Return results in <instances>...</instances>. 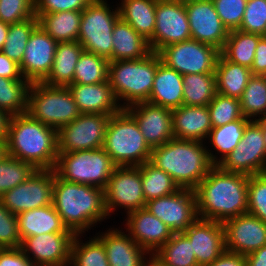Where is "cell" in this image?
Segmentation results:
<instances>
[{
	"label": "cell",
	"mask_w": 266,
	"mask_h": 266,
	"mask_svg": "<svg viewBox=\"0 0 266 266\" xmlns=\"http://www.w3.org/2000/svg\"><path fill=\"white\" fill-rule=\"evenodd\" d=\"M120 1L117 3L120 18L149 40L154 34L157 0Z\"/></svg>",
	"instance_id": "obj_33"
},
{
	"label": "cell",
	"mask_w": 266,
	"mask_h": 266,
	"mask_svg": "<svg viewBox=\"0 0 266 266\" xmlns=\"http://www.w3.org/2000/svg\"><path fill=\"white\" fill-rule=\"evenodd\" d=\"M7 154L38 169H54L58 158L57 130L33 119L28 113L10 116Z\"/></svg>",
	"instance_id": "obj_3"
},
{
	"label": "cell",
	"mask_w": 266,
	"mask_h": 266,
	"mask_svg": "<svg viewBox=\"0 0 266 266\" xmlns=\"http://www.w3.org/2000/svg\"><path fill=\"white\" fill-rule=\"evenodd\" d=\"M191 242L198 266H207L225 251L223 223L197 218L182 232Z\"/></svg>",
	"instance_id": "obj_23"
},
{
	"label": "cell",
	"mask_w": 266,
	"mask_h": 266,
	"mask_svg": "<svg viewBox=\"0 0 266 266\" xmlns=\"http://www.w3.org/2000/svg\"><path fill=\"white\" fill-rule=\"evenodd\" d=\"M249 176L214 165L195 189L198 218L223 223L247 213Z\"/></svg>",
	"instance_id": "obj_1"
},
{
	"label": "cell",
	"mask_w": 266,
	"mask_h": 266,
	"mask_svg": "<svg viewBox=\"0 0 266 266\" xmlns=\"http://www.w3.org/2000/svg\"><path fill=\"white\" fill-rule=\"evenodd\" d=\"M0 77L13 80H26L20 71V66L0 51Z\"/></svg>",
	"instance_id": "obj_53"
},
{
	"label": "cell",
	"mask_w": 266,
	"mask_h": 266,
	"mask_svg": "<svg viewBox=\"0 0 266 266\" xmlns=\"http://www.w3.org/2000/svg\"><path fill=\"white\" fill-rule=\"evenodd\" d=\"M7 155L6 140H0V160Z\"/></svg>",
	"instance_id": "obj_60"
},
{
	"label": "cell",
	"mask_w": 266,
	"mask_h": 266,
	"mask_svg": "<svg viewBox=\"0 0 266 266\" xmlns=\"http://www.w3.org/2000/svg\"><path fill=\"white\" fill-rule=\"evenodd\" d=\"M250 121L251 120L243 117L231 123L211 129L205 144L207 145L208 143V146L211 145L209 146L211 150L207 146V151L210 161L214 165L221 163L236 148L244 135L246 125Z\"/></svg>",
	"instance_id": "obj_30"
},
{
	"label": "cell",
	"mask_w": 266,
	"mask_h": 266,
	"mask_svg": "<svg viewBox=\"0 0 266 266\" xmlns=\"http://www.w3.org/2000/svg\"><path fill=\"white\" fill-rule=\"evenodd\" d=\"M35 16V0H0V21L22 22Z\"/></svg>",
	"instance_id": "obj_48"
},
{
	"label": "cell",
	"mask_w": 266,
	"mask_h": 266,
	"mask_svg": "<svg viewBox=\"0 0 266 266\" xmlns=\"http://www.w3.org/2000/svg\"><path fill=\"white\" fill-rule=\"evenodd\" d=\"M263 36L240 30L229 31L220 54L228 61L251 69L255 50Z\"/></svg>",
	"instance_id": "obj_35"
},
{
	"label": "cell",
	"mask_w": 266,
	"mask_h": 266,
	"mask_svg": "<svg viewBox=\"0 0 266 266\" xmlns=\"http://www.w3.org/2000/svg\"><path fill=\"white\" fill-rule=\"evenodd\" d=\"M242 32L263 36L266 32V0H247L242 23Z\"/></svg>",
	"instance_id": "obj_47"
},
{
	"label": "cell",
	"mask_w": 266,
	"mask_h": 266,
	"mask_svg": "<svg viewBox=\"0 0 266 266\" xmlns=\"http://www.w3.org/2000/svg\"><path fill=\"white\" fill-rule=\"evenodd\" d=\"M38 25V18L10 24L2 52L17 64H21L30 34Z\"/></svg>",
	"instance_id": "obj_43"
},
{
	"label": "cell",
	"mask_w": 266,
	"mask_h": 266,
	"mask_svg": "<svg viewBox=\"0 0 266 266\" xmlns=\"http://www.w3.org/2000/svg\"><path fill=\"white\" fill-rule=\"evenodd\" d=\"M145 266H164L160 261H158L153 255L147 260Z\"/></svg>",
	"instance_id": "obj_61"
},
{
	"label": "cell",
	"mask_w": 266,
	"mask_h": 266,
	"mask_svg": "<svg viewBox=\"0 0 266 266\" xmlns=\"http://www.w3.org/2000/svg\"><path fill=\"white\" fill-rule=\"evenodd\" d=\"M16 217L21 241L46 233H73L65 226L53 204L20 212Z\"/></svg>",
	"instance_id": "obj_28"
},
{
	"label": "cell",
	"mask_w": 266,
	"mask_h": 266,
	"mask_svg": "<svg viewBox=\"0 0 266 266\" xmlns=\"http://www.w3.org/2000/svg\"><path fill=\"white\" fill-rule=\"evenodd\" d=\"M111 115L80 114L69 124L57 130L58 152L103 148L107 125Z\"/></svg>",
	"instance_id": "obj_13"
},
{
	"label": "cell",
	"mask_w": 266,
	"mask_h": 266,
	"mask_svg": "<svg viewBox=\"0 0 266 266\" xmlns=\"http://www.w3.org/2000/svg\"><path fill=\"white\" fill-rule=\"evenodd\" d=\"M247 212L266 223V173L249 176Z\"/></svg>",
	"instance_id": "obj_46"
},
{
	"label": "cell",
	"mask_w": 266,
	"mask_h": 266,
	"mask_svg": "<svg viewBox=\"0 0 266 266\" xmlns=\"http://www.w3.org/2000/svg\"><path fill=\"white\" fill-rule=\"evenodd\" d=\"M121 228V229H120ZM103 242L109 266H145L152 256L141 248L122 227H111L104 232H95Z\"/></svg>",
	"instance_id": "obj_24"
},
{
	"label": "cell",
	"mask_w": 266,
	"mask_h": 266,
	"mask_svg": "<svg viewBox=\"0 0 266 266\" xmlns=\"http://www.w3.org/2000/svg\"><path fill=\"white\" fill-rule=\"evenodd\" d=\"M160 62L156 52L137 60L109 62L108 81L122 109L149 100Z\"/></svg>",
	"instance_id": "obj_5"
},
{
	"label": "cell",
	"mask_w": 266,
	"mask_h": 266,
	"mask_svg": "<svg viewBox=\"0 0 266 266\" xmlns=\"http://www.w3.org/2000/svg\"><path fill=\"white\" fill-rule=\"evenodd\" d=\"M10 24L0 21V51L2 50L9 32Z\"/></svg>",
	"instance_id": "obj_58"
},
{
	"label": "cell",
	"mask_w": 266,
	"mask_h": 266,
	"mask_svg": "<svg viewBox=\"0 0 266 266\" xmlns=\"http://www.w3.org/2000/svg\"><path fill=\"white\" fill-rule=\"evenodd\" d=\"M148 103L174 110L183 105V75L159 63Z\"/></svg>",
	"instance_id": "obj_27"
},
{
	"label": "cell",
	"mask_w": 266,
	"mask_h": 266,
	"mask_svg": "<svg viewBox=\"0 0 266 266\" xmlns=\"http://www.w3.org/2000/svg\"><path fill=\"white\" fill-rule=\"evenodd\" d=\"M20 245L17 217L0 200V248H18Z\"/></svg>",
	"instance_id": "obj_50"
},
{
	"label": "cell",
	"mask_w": 266,
	"mask_h": 266,
	"mask_svg": "<svg viewBox=\"0 0 266 266\" xmlns=\"http://www.w3.org/2000/svg\"><path fill=\"white\" fill-rule=\"evenodd\" d=\"M109 59L83 51L75 67L73 83L98 84L108 80Z\"/></svg>",
	"instance_id": "obj_42"
},
{
	"label": "cell",
	"mask_w": 266,
	"mask_h": 266,
	"mask_svg": "<svg viewBox=\"0 0 266 266\" xmlns=\"http://www.w3.org/2000/svg\"><path fill=\"white\" fill-rule=\"evenodd\" d=\"M173 136L176 139L206 142L212 129L208 106L182 105L172 110Z\"/></svg>",
	"instance_id": "obj_26"
},
{
	"label": "cell",
	"mask_w": 266,
	"mask_h": 266,
	"mask_svg": "<svg viewBox=\"0 0 266 266\" xmlns=\"http://www.w3.org/2000/svg\"><path fill=\"white\" fill-rule=\"evenodd\" d=\"M225 251L248 255L266 245V223L250 213L223 222Z\"/></svg>",
	"instance_id": "obj_19"
},
{
	"label": "cell",
	"mask_w": 266,
	"mask_h": 266,
	"mask_svg": "<svg viewBox=\"0 0 266 266\" xmlns=\"http://www.w3.org/2000/svg\"><path fill=\"white\" fill-rule=\"evenodd\" d=\"M191 39L221 51L229 31L223 25L212 0H184Z\"/></svg>",
	"instance_id": "obj_17"
},
{
	"label": "cell",
	"mask_w": 266,
	"mask_h": 266,
	"mask_svg": "<svg viewBox=\"0 0 266 266\" xmlns=\"http://www.w3.org/2000/svg\"><path fill=\"white\" fill-rule=\"evenodd\" d=\"M27 113L56 130L81 114L67 86H51L43 82L31 84Z\"/></svg>",
	"instance_id": "obj_7"
},
{
	"label": "cell",
	"mask_w": 266,
	"mask_h": 266,
	"mask_svg": "<svg viewBox=\"0 0 266 266\" xmlns=\"http://www.w3.org/2000/svg\"><path fill=\"white\" fill-rule=\"evenodd\" d=\"M103 149L116 166L142 165L150 160L152 152L135 118L126 109L110 116Z\"/></svg>",
	"instance_id": "obj_6"
},
{
	"label": "cell",
	"mask_w": 266,
	"mask_h": 266,
	"mask_svg": "<svg viewBox=\"0 0 266 266\" xmlns=\"http://www.w3.org/2000/svg\"><path fill=\"white\" fill-rule=\"evenodd\" d=\"M218 166L246 176L266 173V146L261 125L251 120L236 148Z\"/></svg>",
	"instance_id": "obj_12"
},
{
	"label": "cell",
	"mask_w": 266,
	"mask_h": 266,
	"mask_svg": "<svg viewBox=\"0 0 266 266\" xmlns=\"http://www.w3.org/2000/svg\"><path fill=\"white\" fill-rule=\"evenodd\" d=\"M74 233H46L24 238L20 248L35 266H69Z\"/></svg>",
	"instance_id": "obj_18"
},
{
	"label": "cell",
	"mask_w": 266,
	"mask_h": 266,
	"mask_svg": "<svg viewBox=\"0 0 266 266\" xmlns=\"http://www.w3.org/2000/svg\"><path fill=\"white\" fill-rule=\"evenodd\" d=\"M138 167L140 168L145 202L171 195L180 189L170 175L156 168L149 161Z\"/></svg>",
	"instance_id": "obj_40"
},
{
	"label": "cell",
	"mask_w": 266,
	"mask_h": 266,
	"mask_svg": "<svg viewBox=\"0 0 266 266\" xmlns=\"http://www.w3.org/2000/svg\"><path fill=\"white\" fill-rule=\"evenodd\" d=\"M215 94V73L183 75V105L208 106Z\"/></svg>",
	"instance_id": "obj_37"
},
{
	"label": "cell",
	"mask_w": 266,
	"mask_h": 266,
	"mask_svg": "<svg viewBox=\"0 0 266 266\" xmlns=\"http://www.w3.org/2000/svg\"><path fill=\"white\" fill-rule=\"evenodd\" d=\"M54 169H38L26 181L4 193L0 200L12 214L52 204Z\"/></svg>",
	"instance_id": "obj_14"
},
{
	"label": "cell",
	"mask_w": 266,
	"mask_h": 266,
	"mask_svg": "<svg viewBox=\"0 0 266 266\" xmlns=\"http://www.w3.org/2000/svg\"><path fill=\"white\" fill-rule=\"evenodd\" d=\"M115 6H110L108 0H93L82 11L77 39L84 51L105 57L110 62L113 52L112 33L120 18L118 5Z\"/></svg>",
	"instance_id": "obj_9"
},
{
	"label": "cell",
	"mask_w": 266,
	"mask_h": 266,
	"mask_svg": "<svg viewBox=\"0 0 266 266\" xmlns=\"http://www.w3.org/2000/svg\"><path fill=\"white\" fill-rule=\"evenodd\" d=\"M145 209L173 233L185 231L197 218L196 192L180 188L175 193L146 202Z\"/></svg>",
	"instance_id": "obj_16"
},
{
	"label": "cell",
	"mask_w": 266,
	"mask_h": 266,
	"mask_svg": "<svg viewBox=\"0 0 266 266\" xmlns=\"http://www.w3.org/2000/svg\"><path fill=\"white\" fill-rule=\"evenodd\" d=\"M190 39L184 0H157L154 34L148 40L152 52Z\"/></svg>",
	"instance_id": "obj_15"
},
{
	"label": "cell",
	"mask_w": 266,
	"mask_h": 266,
	"mask_svg": "<svg viewBox=\"0 0 266 266\" xmlns=\"http://www.w3.org/2000/svg\"><path fill=\"white\" fill-rule=\"evenodd\" d=\"M67 87L81 114L114 115L122 109L108 80L87 85L72 83Z\"/></svg>",
	"instance_id": "obj_25"
},
{
	"label": "cell",
	"mask_w": 266,
	"mask_h": 266,
	"mask_svg": "<svg viewBox=\"0 0 266 266\" xmlns=\"http://www.w3.org/2000/svg\"><path fill=\"white\" fill-rule=\"evenodd\" d=\"M212 128L243 118L240 99L216 93L208 104Z\"/></svg>",
	"instance_id": "obj_45"
},
{
	"label": "cell",
	"mask_w": 266,
	"mask_h": 266,
	"mask_svg": "<svg viewBox=\"0 0 266 266\" xmlns=\"http://www.w3.org/2000/svg\"><path fill=\"white\" fill-rule=\"evenodd\" d=\"M220 20L228 31L238 30L247 0H212Z\"/></svg>",
	"instance_id": "obj_49"
},
{
	"label": "cell",
	"mask_w": 266,
	"mask_h": 266,
	"mask_svg": "<svg viewBox=\"0 0 266 266\" xmlns=\"http://www.w3.org/2000/svg\"><path fill=\"white\" fill-rule=\"evenodd\" d=\"M245 118L258 120L266 117V75H252L240 98Z\"/></svg>",
	"instance_id": "obj_41"
},
{
	"label": "cell",
	"mask_w": 266,
	"mask_h": 266,
	"mask_svg": "<svg viewBox=\"0 0 266 266\" xmlns=\"http://www.w3.org/2000/svg\"><path fill=\"white\" fill-rule=\"evenodd\" d=\"M112 38V61L137 60L152 52L149 41L121 18L114 25Z\"/></svg>",
	"instance_id": "obj_29"
},
{
	"label": "cell",
	"mask_w": 266,
	"mask_h": 266,
	"mask_svg": "<svg viewBox=\"0 0 266 266\" xmlns=\"http://www.w3.org/2000/svg\"><path fill=\"white\" fill-rule=\"evenodd\" d=\"M256 121L261 125L262 134H263V138H264V142L266 146V117L260 118Z\"/></svg>",
	"instance_id": "obj_59"
},
{
	"label": "cell",
	"mask_w": 266,
	"mask_h": 266,
	"mask_svg": "<svg viewBox=\"0 0 266 266\" xmlns=\"http://www.w3.org/2000/svg\"><path fill=\"white\" fill-rule=\"evenodd\" d=\"M93 0H35V16L60 11H83Z\"/></svg>",
	"instance_id": "obj_51"
},
{
	"label": "cell",
	"mask_w": 266,
	"mask_h": 266,
	"mask_svg": "<svg viewBox=\"0 0 266 266\" xmlns=\"http://www.w3.org/2000/svg\"><path fill=\"white\" fill-rule=\"evenodd\" d=\"M85 236L87 234H75L69 266H109L103 242L94 234L87 237V241L82 239Z\"/></svg>",
	"instance_id": "obj_36"
},
{
	"label": "cell",
	"mask_w": 266,
	"mask_h": 266,
	"mask_svg": "<svg viewBox=\"0 0 266 266\" xmlns=\"http://www.w3.org/2000/svg\"><path fill=\"white\" fill-rule=\"evenodd\" d=\"M207 266H246L245 256L224 251L215 261Z\"/></svg>",
	"instance_id": "obj_55"
},
{
	"label": "cell",
	"mask_w": 266,
	"mask_h": 266,
	"mask_svg": "<svg viewBox=\"0 0 266 266\" xmlns=\"http://www.w3.org/2000/svg\"><path fill=\"white\" fill-rule=\"evenodd\" d=\"M216 93L240 99L252 76L251 69L226 60L219 54L216 67Z\"/></svg>",
	"instance_id": "obj_32"
},
{
	"label": "cell",
	"mask_w": 266,
	"mask_h": 266,
	"mask_svg": "<svg viewBox=\"0 0 266 266\" xmlns=\"http://www.w3.org/2000/svg\"><path fill=\"white\" fill-rule=\"evenodd\" d=\"M57 42L39 25L29 36L20 71L24 79L42 82L50 73Z\"/></svg>",
	"instance_id": "obj_20"
},
{
	"label": "cell",
	"mask_w": 266,
	"mask_h": 266,
	"mask_svg": "<svg viewBox=\"0 0 266 266\" xmlns=\"http://www.w3.org/2000/svg\"><path fill=\"white\" fill-rule=\"evenodd\" d=\"M9 116L0 110V140H6L7 138V125Z\"/></svg>",
	"instance_id": "obj_57"
},
{
	"label": "cell",
	"mask_w": 266,
	"mask_h": 266,
	"mask_svg": "<svg viewBox=\"0 0 266 266\" xmlns=\"http://www.w3.org/2000/svg\"><path fill=\"white\" fill-rule=\"evenodd\" d=\"M29 80L0 77V110L9 117L27 113Z\"/></svg>",
	"instance_id": "obj_38"
},
{
	"label": "cell",
	"mask_w": 266,
	"mask_h": 266,
	"mask_svg": "<svg viewBox=\"0 0 266 266\" xmlns=\"http://www.w3.org/2000/svg\"><path fill=\"white\" fill-rule=\"evenodd\" d=\"M36 170L32 164L7 154L0 160V197L26 181Z\"/></svg>",
	"instance_id": "obj_44"
},
{
	"label": "cell",
	"mask_w": 266,
	"mask_h": 266,
	"mask_svg": "<svg viewBox=\"0 0 266 266\" xmlns=\"http://www.w3.org/2000/svg\"><path fill=\"white\" fill-rule=\"evenodd\" d=\"M252 75H266V40L262 37L255 50Z\"/></svg>",
	"instance_id": "obj_54"
},
{
	"label": "cell",
	"mask_w": 266,
	"mask_h": 266,
	"mask_svg": "<svg viewBox=\"0 0 266 266\" xmlns=\"http://www.w3.org/2000/svg\"><path fill=\"white\" fill-rule=\"evenodd\" d=\"M161 62L181 75L215 73L220 51L215 47L190 39L160 49Z\"/></svg>",
	"instance_id": "obj_11"
},
{
	"label": "cell",
	"mask_w": 266,
	"mask_h": 266,
	"mask_svg": "<svg viewBox=\"0 0 266 266\" xmlns=\"http://www.w3.org/2000/svg\"><path fill=\"white\" fill-rule=\"evenodd\" d=\"M82 11H60L41 14L38 25L57 43L75 41L79 37Z\"/></svg>",
	"instance_id": "obj_34"
},
{
	"label": "cell",
	"mask_w": 266,
	"mask_h": 266,
	"mask_svg": "<svg viewBox=\"0 0 266 266\" xmlns=\"http://www.w3.org/2000/svg\"><path fill=\"white\" fill-rule=\"evenodd\" d=\"M149 162L172 177L179 188L195 190L214 166L205 142L173 138L152 148Z\"/></svg>",
	"instance_id": "obj_4"
},
{
	"label": "cell",
	"mask_w": 266,
	"mask_h": 266,
	"mask_svg": "<svg viewBox=\"0 0 266 266\" xmlns=\"http://www.w3.org/2000/svg\"><path fill=\"white\" fill-rule=\"evenodd\" d=\"M116 165L103 148L59 153L54 168L63 180L104 189Z\"/></svg>",
	"instance_id": "obj_8"
},
{
	"label": "cell",
	"mask_w": 266,
	"mask_h": 266,
	"mask_svg": "<svg viewBox=\"0 0 266 266\" xmlns=\"http://www.w3.org/2000/svg\"><path fill=\"white\" fill-rule=\"evenodd\" d=\"M83 51L78 40L58 43L50 73L42 82L51 86L72 84L75 67Z\"/></svg>",
	"instance_id": "obj_31"
},
{
	"label": "cell",
	"mask_w": 266,
	"mask_h": 266,
	"mask_svg": "<svg viewBox=\"0 0 266 266\" xmlns=\"http://www.w3.org/2000/svg\"><path fill=\"white\" fill-rule=\"evenodd\" d=\"M126 110L135 118L151 148L161 146L174 138L172 110L148 102L131 105Z\"/></svg>",
	"instance_id": "obj_21"
},
{
	"label": "cell",
	"mask_w": 266,
	"mask_h": 266,
	"mask_svg": "<svg viewBox=\"0 0 266 266\" xmlns=\"http://www.w3.org/2000/svg\"><path fill=\"white\" fill-rule=\"evenodd\" d=\"M104 203L109 219L117 210L126 215L145 208L142 179L138 166H116L104 188Z\"/></svg>",
	"instance_id": "obj_10"
},
{
	"label": "cell",
	"mask_w": 266,
	"mask_h": 266,
	"mask_svg": "<svg viewBox=\"0 0 266 266\" xmlns=\"http://www.w3.org/2000/svg\"><path fill=\"white\" fill-rule=\"evenodd\" d=\"M52 204L65 226L74 234L84 235L109 219L104 189L65 181L55 170Z\"/></svg>",
	"instance_id": "obj_2"
},
{
	"label": "cell",
	"mask_w": 266,
	"mask_h": 266,
	"mask_svg": "<svg viewBox=\"0 0 266 266\" xmlns=\"http://www.w3.org/2000/svg\"><path fill=\"white\" fill-rule=\"evenodd\" d=\"M0 266H35L18 248H0Z\"/></svg>",
	"instance_id": "obj_52"
},
{
	"label": "cell",
	"mask_w": 266,
	"mask_h": 266,
	"mask_svg": "<svg viewBox=\"0 0 266 266\" xmlns=\"http://www.w3.org/2000/svg\"><path fill=\"white\" fill-rule=\"evenodd\" d=\"M125 216V220L123 219L122 222L123 229L151 255L172 237L173 231L145 208L131 211Z\"/></svg>",
	"instance_id": "obj_22"
},
{
	"label": "cell",
	"mask_w": 266,
	"mask_h": 266,
	"mask_svg": "<svg viewBox=\"0 0 266 266\" xmlns=\"http://www.w3.org/2000/svg\"><path fill=\"white\" fill-rule=\"evenodd\" d=\"M153 256L164 266H198L191 242L182 232L173 233Z\"/></svg>",
	"instance_id": "obj_39"
},
{
	"label": "cell",
	"mask_w": 266,
	"mask_h": 266,
	"mask_svg": "<svg viewBox=\"0 0 266 266\" xmlns=\"http://www.w3.org/2000/svg\"><path fill=\"white\" fill-rule=\"evenodd\" d=\"M246 266H266V245L245 256Z\"/></svg>",
	"instance_id": "obj_56"
}]
</instances>
